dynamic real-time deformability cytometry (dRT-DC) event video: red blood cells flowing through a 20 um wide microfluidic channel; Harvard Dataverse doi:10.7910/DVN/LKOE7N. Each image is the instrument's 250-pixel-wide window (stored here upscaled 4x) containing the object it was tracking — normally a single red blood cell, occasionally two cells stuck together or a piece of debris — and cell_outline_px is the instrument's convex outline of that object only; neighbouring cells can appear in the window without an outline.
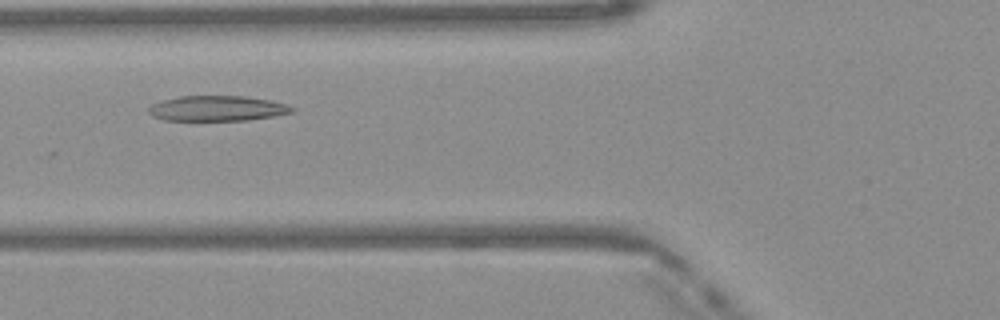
{"species": "Egyptian fruit bat (a non-hibernating species)", "species_latin": "Rousettus aegyptiacus", "temperature_condition": "warm", "stored_images_in_passage": 38, "camera_frame_rate_fps": 3000, "um_per_image_px": 0.085, "frame": {"image": 1, "passage_image": 11, "time_ms": 3.333, "image_size_px": [1000, 320], "cell_outline_px": [[296, 108], [292, 112], [272, 116], [248, 120], [164, 120], [152, 116], [148, 112], [148, 108], [152, 104], [160, 100], [180, 96], [244, 96], [268, 100], [288, 104]], "centroid_in_image_um": [18.44, 9.21], "position_along_channel_um": 107.4, "area_um2": 21.1}}
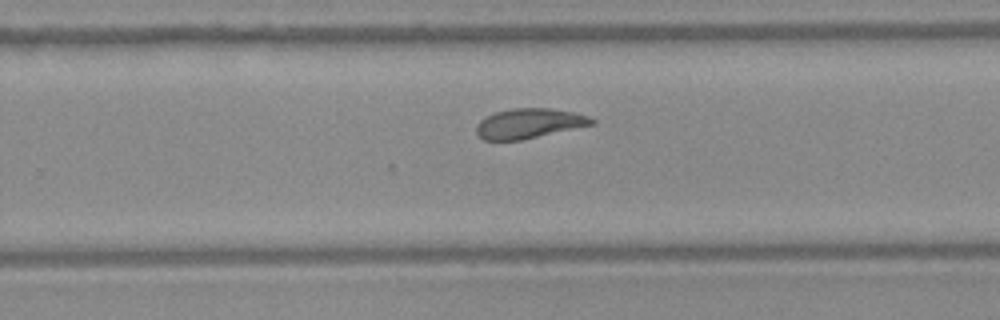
{"frame": {"image": 2, "passage_image": 24, "time_ms": 7.667, "image_size_px": [1000, 320], "cell_outline_px": [[596, 124], [520, 140], [484, 140], [476, 132], [476, 124], [480, 120], [496, 112], [512, 108], [548, 108], [572, 112], [588, 116], [596, 120]], "centroid_in_image_um": [44.98, 10.49], "position_along_channel_um": 284.8, "area_um2": 19.94}}
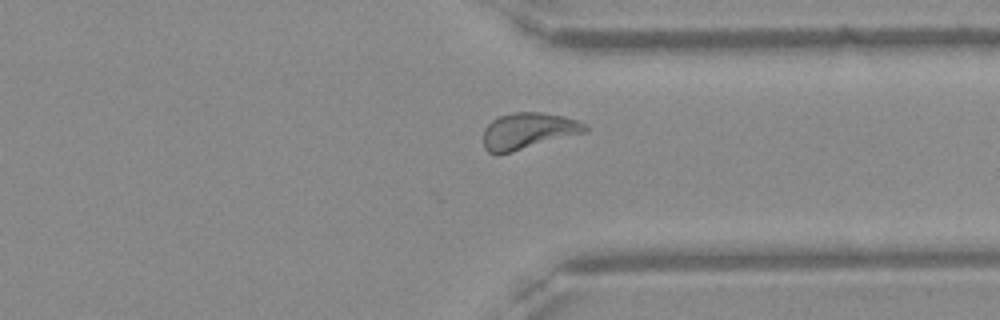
{"frame": {"image": 3, "passage_image": 30, "time_ms": 9.667, "image_size_px": [1000, 320], "cell_outline_px": [[588, 132], [512, 152], [488, 152], [484, 148], [484, 128], [492, 120], [500, 116], [512, 112], [540, 112], [564, 116], [576, 120], [584, 124], [588, 128]], "centroid_in_image_um": [44.92, 11.11], "position_along_channel_um": 366.5, "area_um2": 21.44}, "authors_computed_cell_mechanics": {"area_um2": 21.2704, "velocity_mm_per_s": 4.1018, "shape_relaxation_time_tau1_ms": null, "shape_relaxation_time_tau2_ms": 2.0277, "deformation_change_tau1": null, "deformation_change_tau2": 0.0686}}